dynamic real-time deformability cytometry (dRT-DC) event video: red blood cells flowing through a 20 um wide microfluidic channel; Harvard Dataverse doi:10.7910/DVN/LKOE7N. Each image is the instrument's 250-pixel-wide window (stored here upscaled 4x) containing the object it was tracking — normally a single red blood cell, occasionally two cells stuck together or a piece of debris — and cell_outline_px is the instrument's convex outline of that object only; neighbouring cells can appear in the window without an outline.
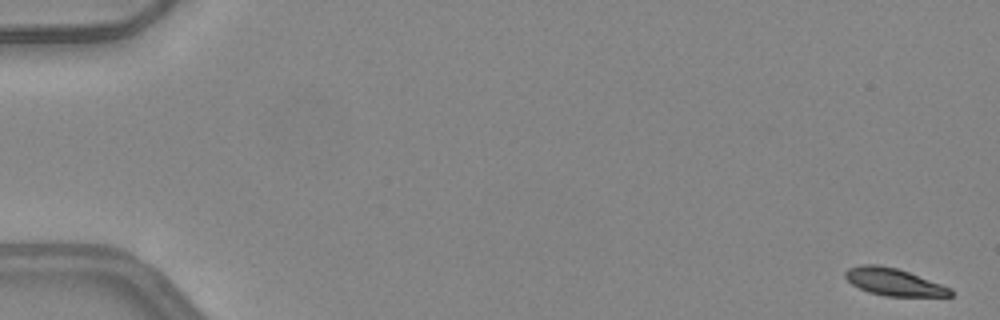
{"species": "common noctule bat (a hibernating species)", "species_latin": "Nyctalus noctula", "temperature_condition": "warm", "stored_images_in_passage": 50, "camera_frame_rate_fps": 3000, "um_per_image_px": 0.085, "animal": {"sex": "female", "body_mass_g": 24.6, "forearm_length_mm": 56.2}, "frame": {"image": 1, "passage_image": 1, "time_ms": 0.0, "image_size_px": [1000, 320], "cell_outline_px": [[952, 296], [884, 296], [868, 292], [852, 284], [844, 276], [844, 272], [848, 268], [860, 264], [876, 264], [896, 268], [908, 272], [952, 288]], "centroid_in_image_um": [75.94, 23.96], "position_along_channel_um": 9.1, "area_um2": 16.65}}
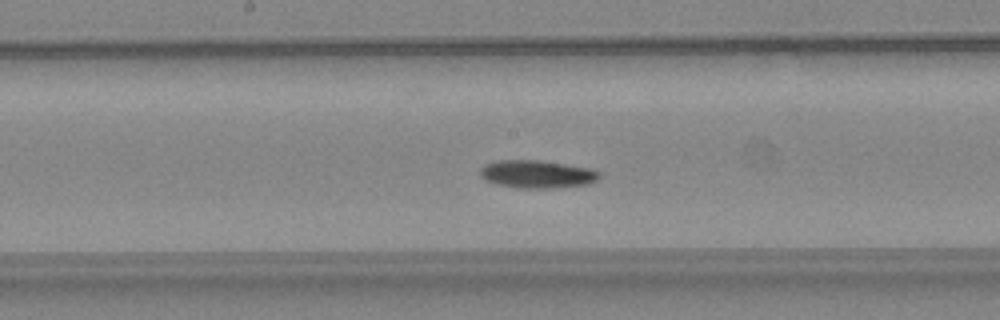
{"frame": {"image": 2, "passage_image": 27, "time_ms": 8.667, "image_size_px": [1000, 320], "cell_outline_px": [[600, 176], [596, 180], [588, 184], [556, 188], [516, 188], [496, 184], [484, 180], [480, 176], [480, 168], [484, 164], [496, 160], [540, 160], [592, 168], [600, 172]], "centroid_in_image_um": [45.62, 14.8], "position_along_channel_um": 202.6, "area_um2": 19.65}}
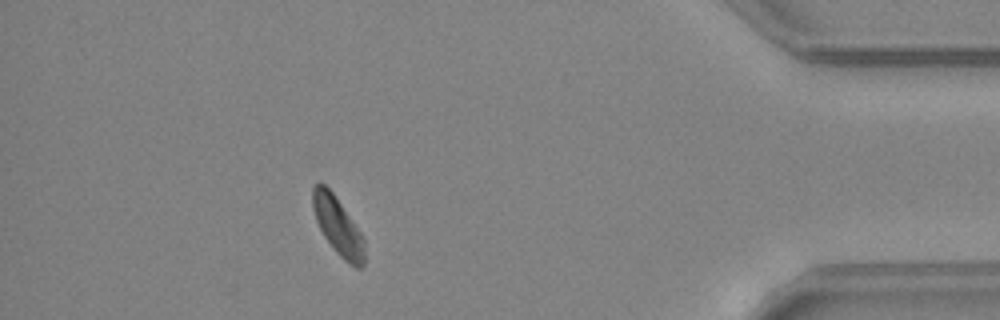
{"frame": {"image": 3, "passage_image": 45, "time_ms": 14.667, "image_size_px": [1000, 320], "cell_outline_px": [[364, 264], [360, 268], [356, 268], [344, 260], [336, 252], [324, 236], [316, 220], [312, 208], [312, 188], [320, 180], [332, 192], [360, 232], [364, 240]], "centroid_in_image_um": [28.69, 19.21], "position_along_channel_um": 406.5, "area_um2": 17.17}, "authors_computed_cell_mechanics": {"area_um2": 18.1203, "velocity_mm_per_s": 4.1754, "shape_relaxation_time_tau1_ms": 4.7493, "shape_relaxation_time_tau2_ms": null, "deformation_change_tau1": 0.1371, "deformation_change_tau2": null}}